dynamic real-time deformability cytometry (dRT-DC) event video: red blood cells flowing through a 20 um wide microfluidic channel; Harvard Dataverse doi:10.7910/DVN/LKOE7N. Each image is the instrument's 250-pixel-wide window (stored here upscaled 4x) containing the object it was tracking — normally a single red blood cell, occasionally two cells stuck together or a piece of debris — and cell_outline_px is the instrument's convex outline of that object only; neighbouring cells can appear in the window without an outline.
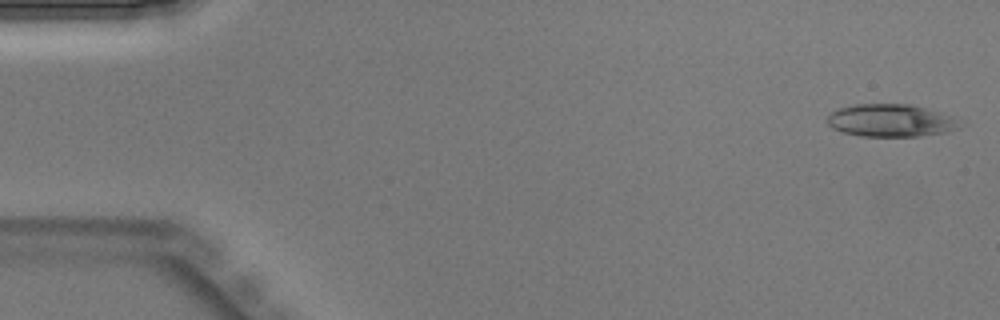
{"species": "Egyptian fruit bat (a non-hibernating species)", "species_latin": "Rousettus aegyptiacus", "temperature_condition": "warm", "stored_images_in_passage": 40, "camera_frame_rate_fps": 3000, "um_per_image_px": 0.085, "animal": {"sex": "male"}, "frame": {"image": 1, "passage_image": 1, "time_ms": 0.0, "image_size_px": [1000, 320], "cell_outline_px": [[960, 128], [948, 132], [920, 136], [860, 136], [844, 132], [832, 128], [828, 124], [828, 116], [832, 112], [840, 108], [852, 104], [912, 104], [956, 116]], "centroid_in_image_um": [75.76, 10.24], "position_along_channel_um": 9.2, "area_um2": 25.32}}
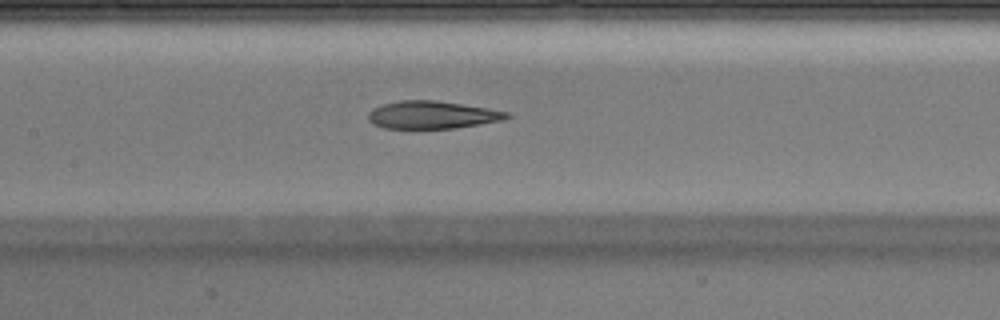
{"frame": {"image": 2, "passage_image": 20, "time_ms": 6.333, "image_size_px": [1000, 320], "cell_outline_px": [[512, 116], [504, 120], [456, 128], [384, 128], [372, 124], [368, 120], [368, 112], [372, 108], [384, 104], [400, 100], [436, 100], [488, 108], [508, 112]], "centroid_in_image_um": [36.73, 9.76], "position_along_channel_um": 170.7, "area_um2": 22.43}}
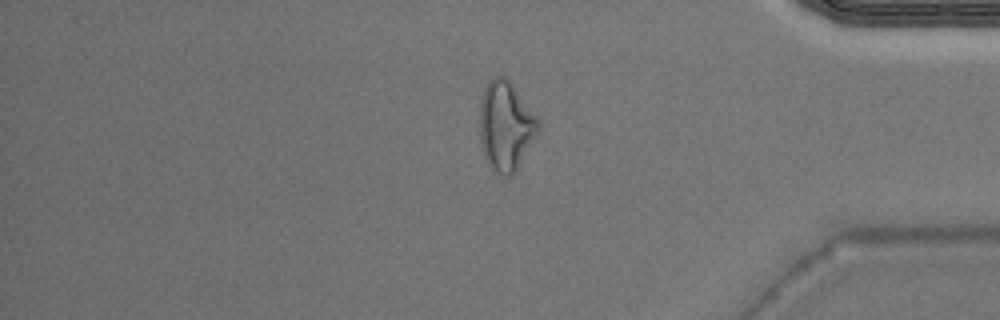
{"frame": {"image": 3, "passage_image": 36, "time_ms": 11.667, "image_size_px": [1000, 320], "cell_outline_px": [[540, 132], [516, 168], [508, 176], [504, 176], [496, 172], [488, 164], [484, 156], [480, 140], [480, 100], [484, 88], [488, 80], [496, 76], [504, 76], [512, 84], [540, 120]], "centroid_in_image_um": [42.99, 10.68], "position_along_channel_um": 392.2, "area_um2": 30.4}}